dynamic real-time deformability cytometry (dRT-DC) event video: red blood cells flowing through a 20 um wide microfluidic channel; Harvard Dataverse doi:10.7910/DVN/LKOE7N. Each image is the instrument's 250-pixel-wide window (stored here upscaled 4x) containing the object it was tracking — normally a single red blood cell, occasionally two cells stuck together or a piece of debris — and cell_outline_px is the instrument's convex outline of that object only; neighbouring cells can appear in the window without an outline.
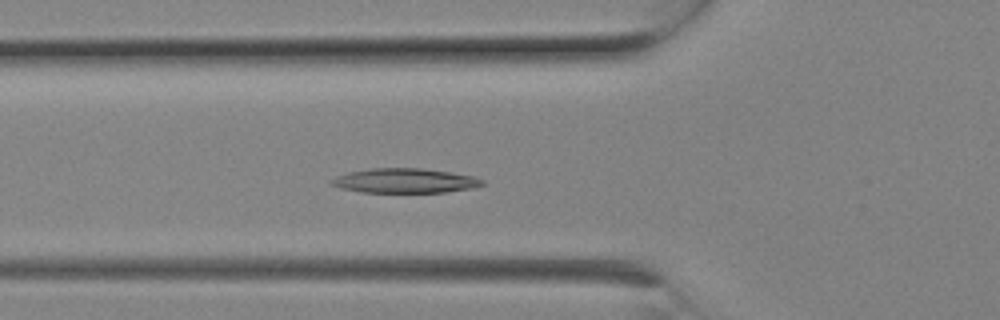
{"species": "Egyptian fruit bat (a non-hibernating species)", "species_latin": "Rousettus aegyptiacus", "temperature_condition": "room temperature", "stored_images_in_passage": 6, "camera_frame_rate_fps": 3000, "um_per_image_px": 0.085, "animal": {"sex": "female"}, "frame": {"image": 1, "passage_image": 6, "time_ms": 1.667, "image_size_px": [1000, 320], "cell_outline_px": [[484, 184], [472, 188], [444, 192], [364, 192], [340, 188], [328, 184], [328, 180], [336, 176], [348, 172], [368, 168], [420, 168], [448, 172], [472, 176], [484, 180]], "centroid_in_image_um": [34.33, 15.36], "position_along_channel_um": 91.5, "area_um2": 21.56}}